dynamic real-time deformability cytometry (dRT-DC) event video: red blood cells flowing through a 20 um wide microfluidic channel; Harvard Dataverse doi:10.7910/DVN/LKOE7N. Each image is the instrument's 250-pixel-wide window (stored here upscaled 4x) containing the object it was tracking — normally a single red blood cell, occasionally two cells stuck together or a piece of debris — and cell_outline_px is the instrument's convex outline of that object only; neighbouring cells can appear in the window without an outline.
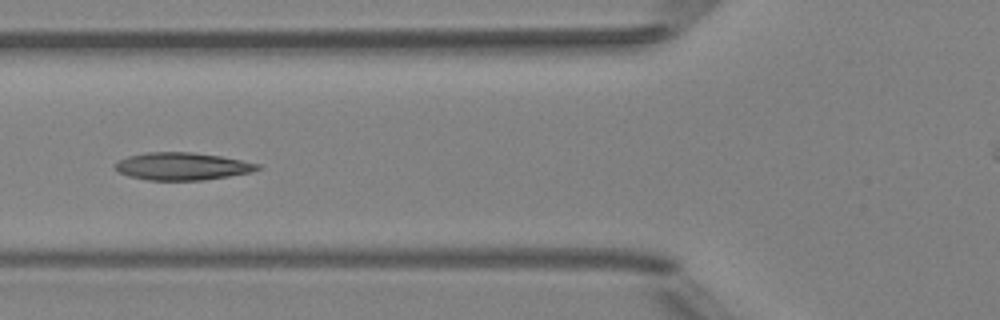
{"species": "Egyptian fruit bat (a non-hibernating species)", "species_latin": "Rousettus aegyptiacus", "temperature_condition": "room temperature", "stored_images_in_passage": 5, "camera_frame_rate_fps": 3000, "um_per_image_px": 0.085, "animal": {"sex": "female"}, "frame": {"image": 1, "passage_image": 5, "time_ms": 4.333, "image_size_px": [1000, 320], "cell_outline_px": [[260, 168], [248, 172], [228, 176], [204, 180], [148, 180], [128, 176], [112, 168], [112, 164], [116, 160], [128, 156], [148, 152], [192, 152], [220, 156], [260, 164]], "centroid_in_image_um": [15.39, 14.13], "position_along_channel_um": 110.4, "area_um2": 22.83}}